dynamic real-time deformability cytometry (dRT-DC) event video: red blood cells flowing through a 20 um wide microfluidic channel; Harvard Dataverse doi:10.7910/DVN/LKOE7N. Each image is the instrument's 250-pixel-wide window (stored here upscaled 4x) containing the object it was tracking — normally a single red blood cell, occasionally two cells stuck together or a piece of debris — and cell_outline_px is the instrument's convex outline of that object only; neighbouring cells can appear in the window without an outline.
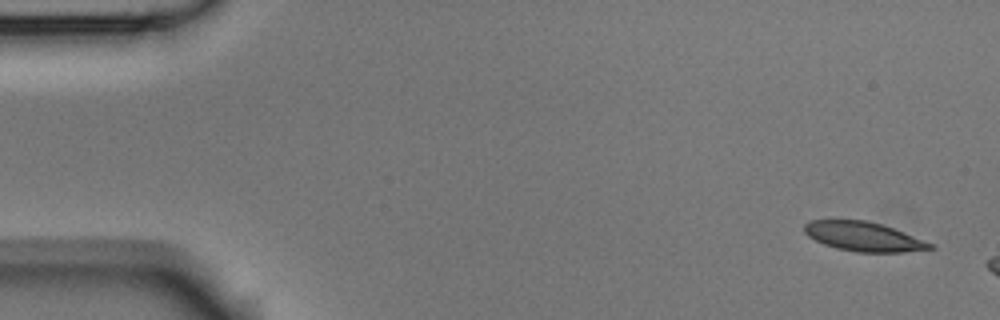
{"species": "Egyptian fruit bat (a non-hibernating species)", "species_latin": "Rousettus aegyptiacus", "temperature_condition": "room temperature", "stored_images_in_passage": 2, "camera_frame_rate_fps": 3000, "um_per_image_px": 0.085, "animal": {"sex": "male"}, "frame": {"image": 1, "passage_image": 1, "time_ms": 0.0, "image_size_px": [1000, 320], "cell_outline_px": [[936, 248], [904, 252], [856, 252], [836, 248], [824, 244], [808, 236], [804, 232], [804, 224], [812, 220], [868, 220], [904, 232], [932, 244]], "centroid_in_image_um": [73.38, 20.11], "position_along_channel_um": 11.6, "area_um2": 21.27}}